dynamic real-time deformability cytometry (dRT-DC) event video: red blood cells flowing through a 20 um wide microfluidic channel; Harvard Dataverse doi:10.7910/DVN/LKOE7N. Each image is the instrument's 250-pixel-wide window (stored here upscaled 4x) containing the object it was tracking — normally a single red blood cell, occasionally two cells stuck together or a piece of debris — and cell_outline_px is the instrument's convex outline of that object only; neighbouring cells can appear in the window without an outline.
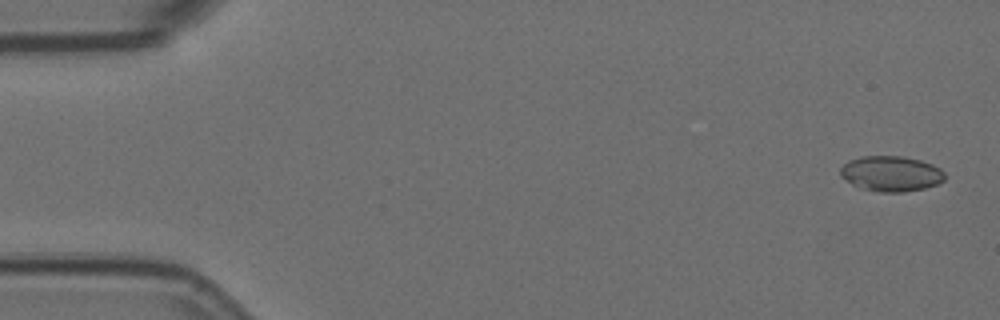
{"species": "Egyptian fruit bat (a non-hibernating species)", "species_latin": "Rousettus aegyptiacus", "temperature_condition": "room temperature", "stored_images_in_passage": 5, "camera_frame_rate_fps": 3000, "um_per_image_px": 0.085, "animal": {"sex": "female"}, "frame": {"image": 1, "passage_image": 1, "time_ms": 0.0, "image_size_px": [1000, 320], "cell_outline_px": [[944, 180], [936, 184], [924, 188], [904, 192], [880, 192], [860, 188], [852, 184], [840, 176], [840, 168], [848, 160], [860, 156], [904, 156], [920, 160], [932, 164], [940, 168], [944, 172]], "centroid_in_image_um": [75.72, 14.75], "position_along_channel_um": 9.3, "area_um2": 21.62}}
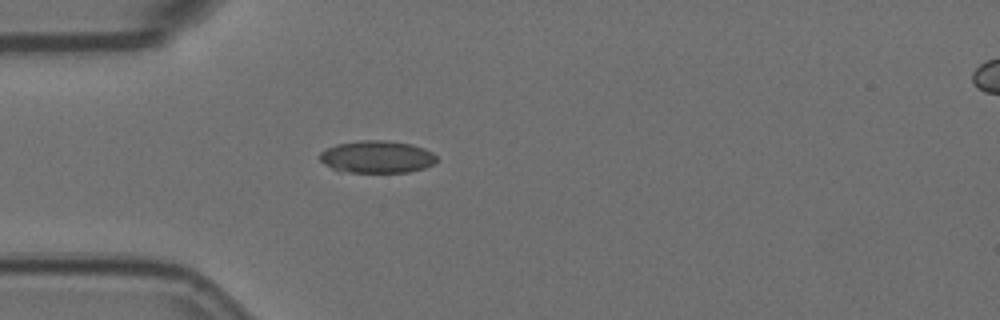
{"frame": {"image": 2, "passage_image": 5, "time_ms": 1.333, "image_size_px": [1000, 320], "cell_outline_px": [[436, 160], [432, 164], [424, 168], [408, 172], [336, 172], [324, 164], [320, 160], [320, 152], [336, 144], [360, 140], [388, 140], [412, 144], [424, 148], [432, 152], [436, 156]], "centroid_in_image_um": [32.01, 13.33], "position_along_channel_um": 53.0, "area_um2": 22.2}}